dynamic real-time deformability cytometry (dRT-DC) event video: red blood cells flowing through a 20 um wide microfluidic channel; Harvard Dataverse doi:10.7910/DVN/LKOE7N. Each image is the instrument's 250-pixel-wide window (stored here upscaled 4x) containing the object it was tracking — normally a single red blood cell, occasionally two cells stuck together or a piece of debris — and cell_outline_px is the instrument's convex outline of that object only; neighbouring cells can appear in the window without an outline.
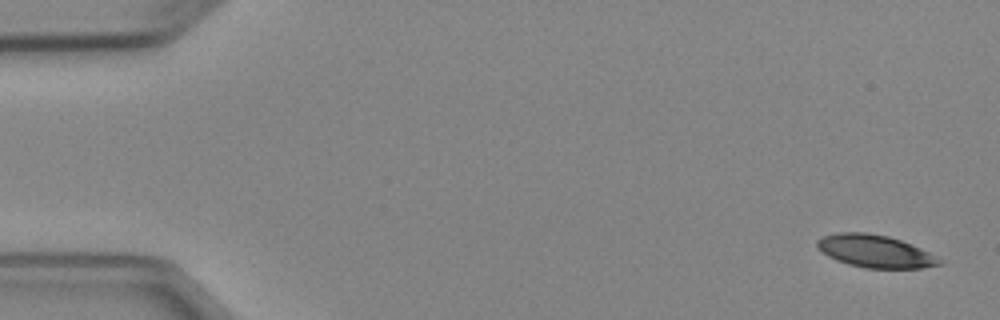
{"species": "Egyptian fruit bat (a non-hibernating species)", "species_latin": "Rousettus aegyptiacus", "temperature_condition": "cold", "stored_images_in_passage": 5, "camera_frame_rate_fps": 3000, "um_per_image_px": 0.085, "animal": {"sex": "female"}, "frame": {"image": 1, "passage_image": 5, "time_ms": 5.667, "image_size_px": [1000, 320], "cell_outline_px": [[944, 264], [920, 268], [864, 268], [848, 264], [836, 260], [828, 256], [816, 244], [816, 240], [824, 236], [836, 232], [864, 232], [888, 236], [900, 240], [920, 248], [944, 260]], "centroid_in_image_um": [74.4, 21.36], "position_along_channel_um": 10.6, "area_um2": 23.12}}